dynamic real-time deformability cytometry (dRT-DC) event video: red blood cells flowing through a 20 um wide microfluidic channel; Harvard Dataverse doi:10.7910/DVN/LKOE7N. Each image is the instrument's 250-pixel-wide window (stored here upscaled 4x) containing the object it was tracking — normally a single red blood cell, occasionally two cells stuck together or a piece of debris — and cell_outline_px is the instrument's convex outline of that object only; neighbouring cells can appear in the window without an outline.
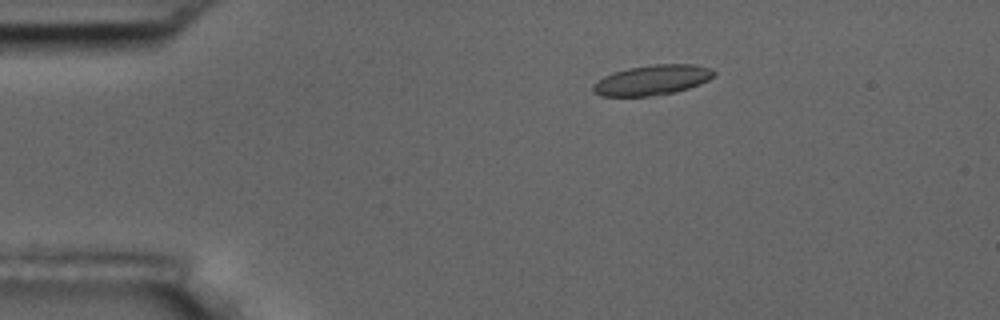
{"species": "common noctule bat (a hibernating species)", "species_latin": "Nyctalus noctula", "temperature_condition": "room temperature", "stored_images_in_passage": 4, "camera_frame_rate_fps": 3000, "um_per_image_px": 0.085, "animal": {"sex": "male", "body_mass_g": 17.5, "forearm_length_mm": 52.3}, "frame": {"image": 1, "passage_image": 3, "time_ms": 2.333, "image_size_px": [1000, 320], "cell_outline_px": [[716, 76], [700, 84], [688, 88], [672, 92], [648, 96], [600, 96], [592, 92], [592, 84], [604, 76], [628, 68], [656, 64], [692, 64], [712, 68], [716, 72]], "centroid_in_image_um": [55.45, 6.8], "position_along_channel_um": 29.6, "area_um2": 21.15}}